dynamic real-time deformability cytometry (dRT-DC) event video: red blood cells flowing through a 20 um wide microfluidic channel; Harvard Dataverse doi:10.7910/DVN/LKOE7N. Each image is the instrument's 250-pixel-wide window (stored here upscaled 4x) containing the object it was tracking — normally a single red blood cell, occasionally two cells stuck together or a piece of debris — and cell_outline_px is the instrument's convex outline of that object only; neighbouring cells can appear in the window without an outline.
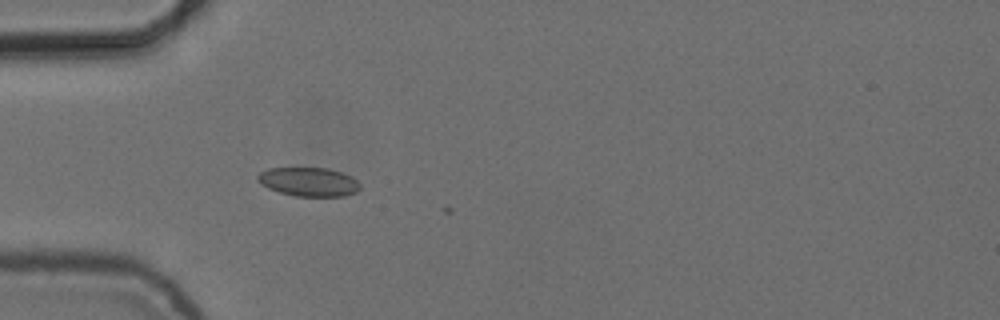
{"species": "common noctule bat (a hibernating species)", "species_latin": "Nyctalus noctula", "temperature_condition": "cold", "stored_images_in_passage": 2, "camera_frame_rate_fps": 3000, "um_per_image_px": 0.085, "animal": {"sex": "female", "body_mass_g": 24.6, "forearm_length_mm": 56.2}, "frame": {"image": 1, "passage_image": 1, "time_ms": 0.0, "image_size_px": [1000, 320], "cell_outline_px": [[360, 188], [356, 192], [344, 196], [296, 196], [280, 192], [268, 188], [260, 184], [256, 180], [256, 176], [260, 172], [268, 168], [328, 168], [352, 176], [360, 184]], "centroid_in_image_um": [26.22, 15.45], "position_along_channel_um": 58.8, "area_um2": 17.28}}